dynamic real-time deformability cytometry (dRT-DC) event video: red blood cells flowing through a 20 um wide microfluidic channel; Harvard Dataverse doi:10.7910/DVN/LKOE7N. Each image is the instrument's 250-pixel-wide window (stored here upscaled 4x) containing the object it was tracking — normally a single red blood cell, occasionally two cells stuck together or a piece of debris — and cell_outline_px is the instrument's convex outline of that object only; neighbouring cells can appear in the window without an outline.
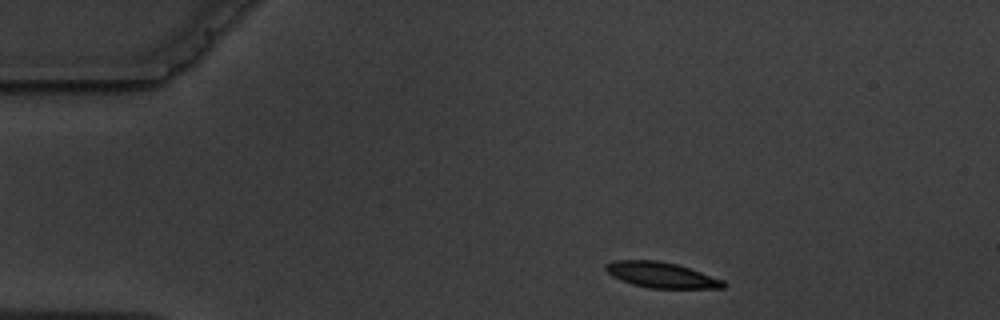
{"species": "common noctule bat (a hibernating species)", "species_latin": "Nyctalus noctula", "temperature_condition": "warm", "stored_images_in_passage": 3, "camera_frame_rate_fps": 3000, "um_per_image_px": 0.085, "animal": {"sex": "male", "body_mass_g": 19.5, "forearm_length_mm": 54.6}, "frame": {"image": 1, "passage_image": 1, "time_ms": 0.0, "image_size_px": [1000, 320], "cell_outline_px": [[728, 284], [724, 288], [648, 288], [632, 284], [620, 280], [612, 276], [604, 268], [604, 264], [612, 260], [660, 260], [676, 264], [724, 280]], "centroid_in_image_um": [56.18, 23.37], "position_along_channel_um": 28.8, "area_um2": 17.63}}